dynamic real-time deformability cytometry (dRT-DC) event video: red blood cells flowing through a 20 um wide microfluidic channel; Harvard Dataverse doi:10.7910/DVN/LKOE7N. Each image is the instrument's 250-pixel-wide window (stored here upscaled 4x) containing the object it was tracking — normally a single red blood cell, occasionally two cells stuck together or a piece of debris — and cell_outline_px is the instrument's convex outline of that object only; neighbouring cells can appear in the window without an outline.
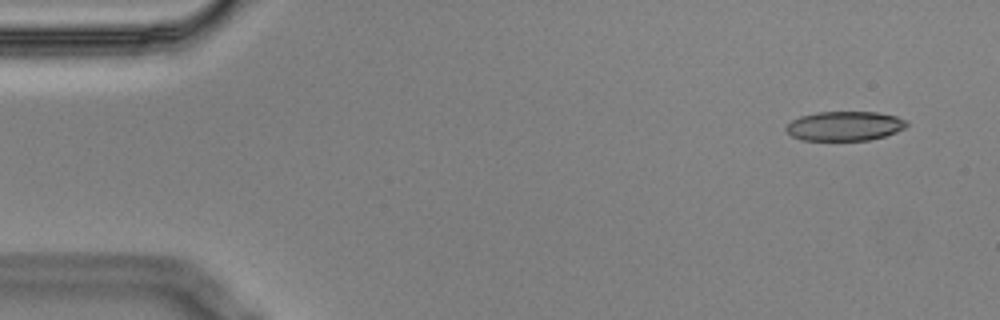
{"species": "Egyptian fruit bat (a non-hibernating species)", "species_latin": "Rousettus aegyptiacus", "temperature_condition": "cold", "stored_images_in_passage": 5, "camera_frame_rate_fps": 3000, "um_per_image_px": 0.085, "animal": {"sex": "male"}, "frame": {"image": 1, "passage_image": 1, "time_ms": 0.0, "image_size_px": [1000, 320], "cell_outline_px": [[908, 124], [904, 128], [896, 132], [884, 136], [868, 140], [800, 140], [792, 136], [784, 128], [792, 120], [800, 116], [816, 112], [876, 112], [896, 116], [908, 120]], "centroid_in_image_um": [71.8, 10.71], "position_along_channel_um": 13.2, "area_um2": 20.69}}
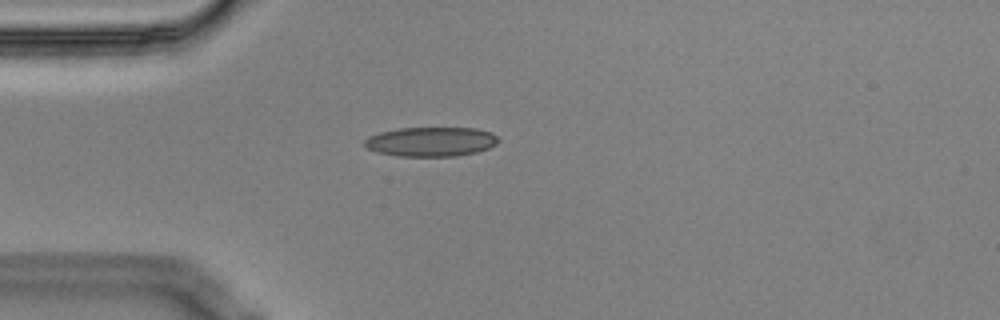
{"frame": {"image": 2, "passage_image": 4, "time_ms": 1.0, "image_size_px": [1000, 320], "cell_outline_px": [[500, 140], [496, 144], [488, 148], [476, 152], [456, 156], [400, 156], [376, 152], [368, 148], [364, 144], [364, 140], [368, 136], [380, 132], [400, 128], [476, 128], [492, 132]], "centroid_in_image_um": [36.64, 12.04], "position_along_channel_um": 48.4, "area_um2": 22.95}}